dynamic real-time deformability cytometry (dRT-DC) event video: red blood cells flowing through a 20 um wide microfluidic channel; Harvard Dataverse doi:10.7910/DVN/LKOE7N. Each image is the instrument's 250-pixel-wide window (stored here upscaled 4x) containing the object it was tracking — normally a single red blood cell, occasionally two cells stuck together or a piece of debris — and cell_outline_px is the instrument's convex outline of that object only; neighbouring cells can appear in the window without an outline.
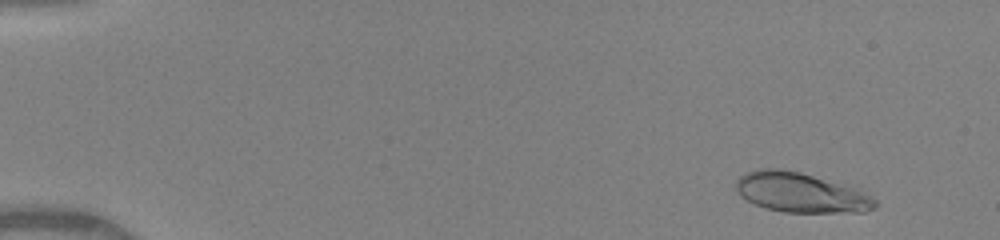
{"species": "human", "species_latin": "Homo sapiens", "temperature_condition": "warm", "stored_images_in_passage": 47, "camera_frame_rate_fps": 3000, "um_per_image_px": 0.085, "donor": {"sex": "female"}, "frame": {"image": 1, "passage_image": 5, "time_ms": 1.333, "image_size_px": [1000, 240], "cell_outline_px": [[880, 204], [876, 208], [864, 212], [784, 212], [764, 208], [740, 196], [736, 192], [736, 180], [744, 172], [760, 168], [776, 168], [800, 172], [860, 188], [872, 196]], "centroid_in_image_um": [68.11, 16.36], "position_along_channel_um": 16.9, "area_um2": 32.71}}
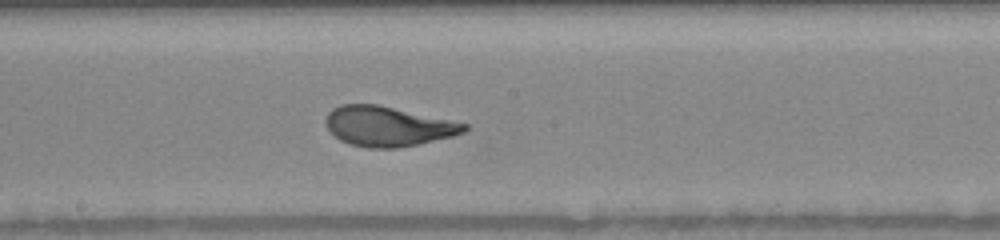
{"frame": {"image": 2, "passage_image": 29, "time_ms": 9.333, "image_size_px": [1000, 240], "cell_outline_px": [[468, 128], [464, 132], [452, 136], [420, 144], [396, 148], [368, 148], [352, 144], [340, 140], [328, 128], [324, 120], [328, 112], [332, 108], [340, 104], [376, 104], [468, 124]], "centroid_in_image_um": [32.95, 10.73], "position_along_channel_um": 215.3, "area_um2": 31.91}}
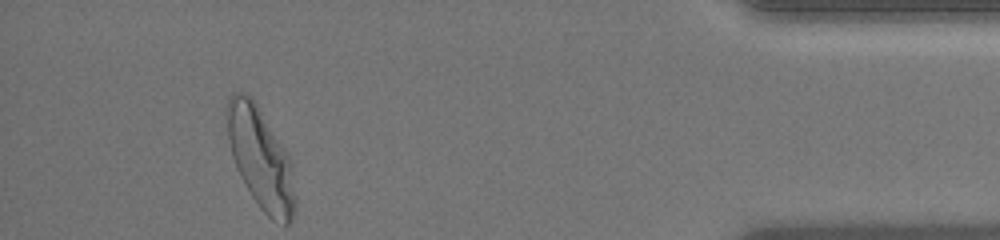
{"frame": {"image": 3, "passage_image": 47, "time_ms": 15.333, "image_size_px": [1000, 240], "cell_outline_px": [[296, 204], [292, 220], [288, 224], [284, 224], [272, 220], [260, 208], [252, 196], [240, 176], [236, 168], [232, 156], [224, 116], [224, 108], [228, 96], [232, 92], [244, 92], [252, 96], [284, 148], [288, 156], [296, 200]], "centroid_in_image_um": [22.09, 13.4], "position_along_channel_um": 413.1, "area_um2": 40.17}, "authors_computed_cell_mechanics": {"area_um2": 31.9634, "velocity_mm_per_s": 4.0984, "shape_relaxation_time_tau1_ms": 3.1901, "shape_relaxation_time_tau2_ms": null, "deformation_change_tau1": 0.1873, "deformation_change_tau2": null}}